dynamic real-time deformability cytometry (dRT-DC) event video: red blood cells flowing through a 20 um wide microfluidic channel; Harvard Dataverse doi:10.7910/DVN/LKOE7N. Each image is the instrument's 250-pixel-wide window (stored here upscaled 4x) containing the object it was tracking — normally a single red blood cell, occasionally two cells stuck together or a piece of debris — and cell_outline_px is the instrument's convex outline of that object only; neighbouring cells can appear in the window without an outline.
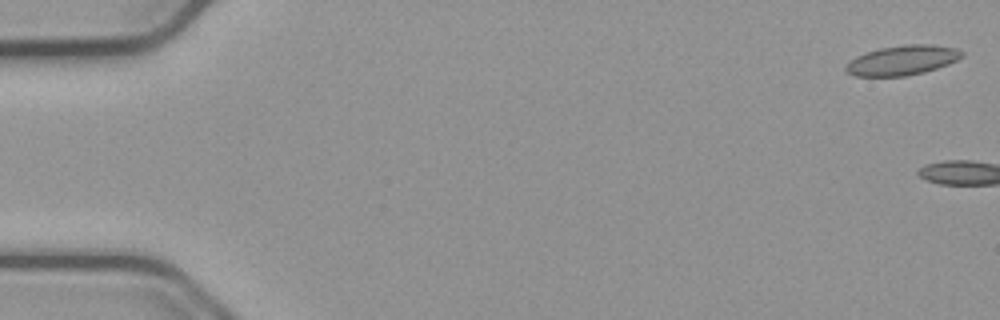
{"species": "common noctule bat (a hibernating species)", "species_latin": "Nyctalus noctula", "temperature_condition": "cold", "stored_images_in_passage": 3, "camera_frame_rate_fps": 3000, "um_per_image_px": 0.085, "animal": {"sex": "male", "body_mass_g": 23.1, "forearm_length_mm": 52.7}, "frame": {"image": 1, "passage_image": 1, "time_ms": 0.0, "image_size_px": [1000, 320], "cell_outline_px": [[964, 56], [948, 64], [924, 72], [908, 76], [856, 76], [844, 72], [844, 68], [848, 60], [856, 56], [880, 48], [904, 44], [932, 44], [956, 48], [964, 52]], "centroid_in_image_um": [76.68, 5.12], "position_along_channel_um": 8.3, "area_um2": 20.29}}